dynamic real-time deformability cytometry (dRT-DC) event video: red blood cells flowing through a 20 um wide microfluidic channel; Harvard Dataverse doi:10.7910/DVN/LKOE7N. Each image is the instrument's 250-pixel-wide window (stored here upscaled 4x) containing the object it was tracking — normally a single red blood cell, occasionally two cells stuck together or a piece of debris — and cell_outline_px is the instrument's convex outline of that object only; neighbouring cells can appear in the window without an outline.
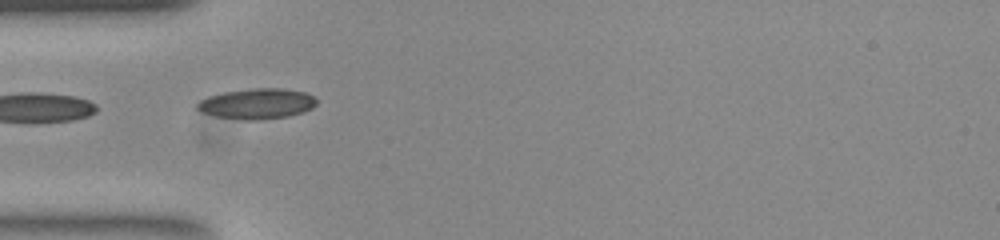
{"species": "common noctule bat (a hibernating species)", "species_latin": "Nyctalus noctula", "temperature_condition": "room temperature", "stored_images_in_passage": 23, "camera_frame_rate_fps": 3000, "um_per_image_px": 0.085, "animal": {"sex": "female", "body_mass_g": 23.0, "forearm_length_mm": 53.4}, "frame": {"image": 1, "passage_image": 1, "time_ms": 0.0, "image_size_px": [1000, 240], "cell_outline_px": [[316, 104], [312, 108], [288, 116], [256, 120], [248, 120], [216, 116], [204, 112], [196, 108], [196, 104], [200, 100], [208, 96], [224, 92], [252, 88], [280, 88], [304, 92], [312, 96], [316, 100]], "centroid_in_image_um": [21.82, 8.8], "position_along_channel_um": 63.2, "area_um2": 20.87}}
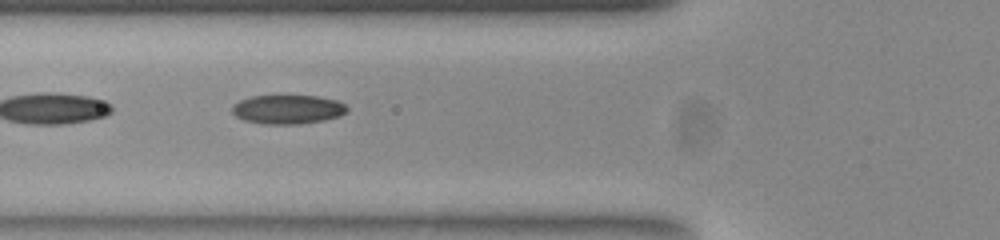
{"frame": {"image": 2, "passage_image": 4, "time_ms": 1.0, "image_size_px": [1000, 240], "cell_outline_px": [[348, 112], [340, 116], [324, 120], [296, 124], [264, 124], [244, 120], [236, 116], [232, 112], [232, 104], [240, 100], [252, 96], [316, 96], [336, 100], [344, 104], [348, 108]], "centroid_in_image_um": [24.46, 9.3], "position_along_channel_um": 101.3, "area_um2": 19.42}}